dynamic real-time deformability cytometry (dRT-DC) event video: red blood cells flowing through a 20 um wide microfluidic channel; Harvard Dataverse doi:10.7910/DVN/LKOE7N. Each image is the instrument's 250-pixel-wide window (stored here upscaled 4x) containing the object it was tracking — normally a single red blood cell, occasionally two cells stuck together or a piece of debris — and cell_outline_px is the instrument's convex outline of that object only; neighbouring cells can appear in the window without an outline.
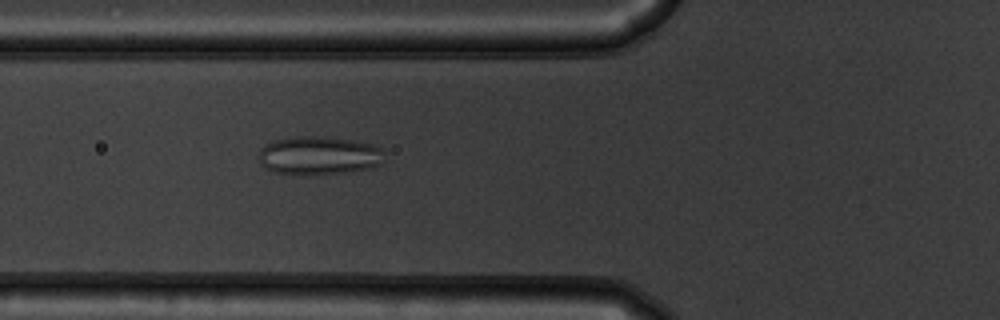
{"species": "common noctule bat (a hibernating species)", "species_latin": "Nyctalus noctula", "temperature_condition": "warm", "stored_images_in_passage": 34, "camera_frame_rate_fps": 3000, "um_per_image_px": 0.085, "animal": {"sex": "male", "body_mass_g": 19.5, "forearm_length_mm": 54.6}, "frame": {"image": 1, "passage_image": 15, "time_ms": 4.667, "image_size_px": [1000, 320], "cell_outline_px": [[384, 152], [380, 164], [368, 168], [348, 172], [308, 176], [276, 172], [264, 168], [260, 164], [260, 148], [264, 144], [276, 140], [296, 136], [328, 136], [352, 140], [372, 144], [380, 148]], "centroid_in_image_um": [27.08, 13.22], "position_along_channel_um": 98.7, "area_um2": 28.44}}
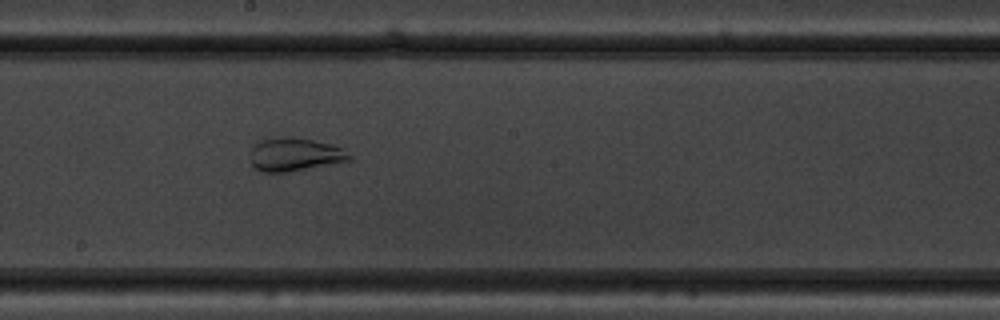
{"frame": {"image": 2, "passage_image": 25, "time_ms": 8.0, "image_size_px": [1000, 320], "cell_outline_px": [[352, 160], [288, 172], [264, 172], [256, 168], [252, 164], [252, 148], [260, 140], [276, 136], [292, 136], [332, 144], [344, 148], [352, 156]], "centroid_in_image_um": [25.1, 13.11], "position_along_channel_um": 223.1, "area_um2": 19.31}}
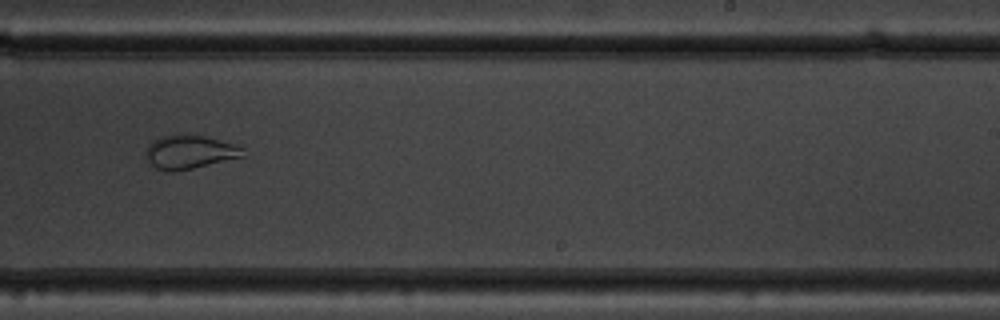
{"frame": {"image": 3, "passage_image": 29, "time_ms": 9.333, "image_size_px": [1000, 320], "cell_outline_px": [[248, 156], [176, 172], [172, 172], [156, 168], [148, 160], [148, 144], [152, 140], [160, 136], [204, 136], [236, 144], [244, 148]], "centroid_in_image_um": [16.21, 12.95], "position_along_channel_um": 272.8, "area_um2": 18.9}}